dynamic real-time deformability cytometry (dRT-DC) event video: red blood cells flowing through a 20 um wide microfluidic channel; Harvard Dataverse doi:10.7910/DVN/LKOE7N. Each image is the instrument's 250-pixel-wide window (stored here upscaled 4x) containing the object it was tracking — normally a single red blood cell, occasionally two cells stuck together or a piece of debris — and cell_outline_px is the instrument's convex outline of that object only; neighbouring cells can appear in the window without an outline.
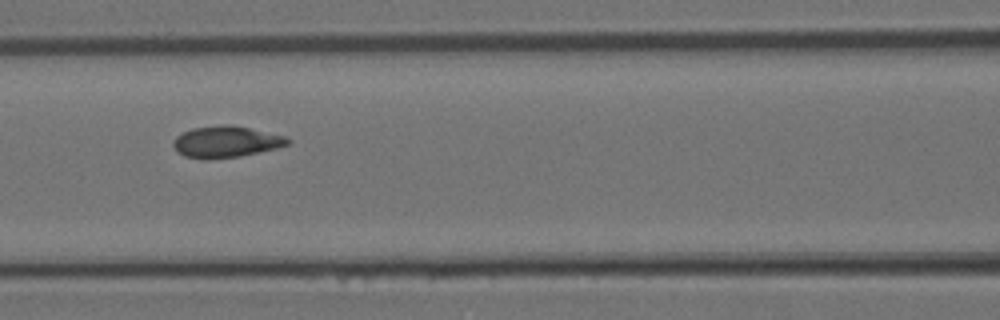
{"species": "Egyptian fruit bat (a non-hibernating species)", "species_latin": "Rousettus aegyptiacus", "temperature_condition": "room temperature", "stored_images_in_passage": 4, "camera_frame_rate_fps": 3000, "um_per_image_px": 0.085, "animal": {"sex": "female"}, "frame": {"image": 1, "passage_image": 3, "time_ms": 0.667, "image_size_px": [1000, 320], "cell_outline_px": [[292, 140], [288, 144], [276, 148], [240, 156], [208, 160], [204, 160], [184, 156], [176, 152], [172, 144], [176, 136], [192, 128], [224, 124], [232, 124], [284, 136]], "centroid_in_image_um": [19.16, 12.06], "position_along_channel_um": 147.4, "area_um2": 21.04}}
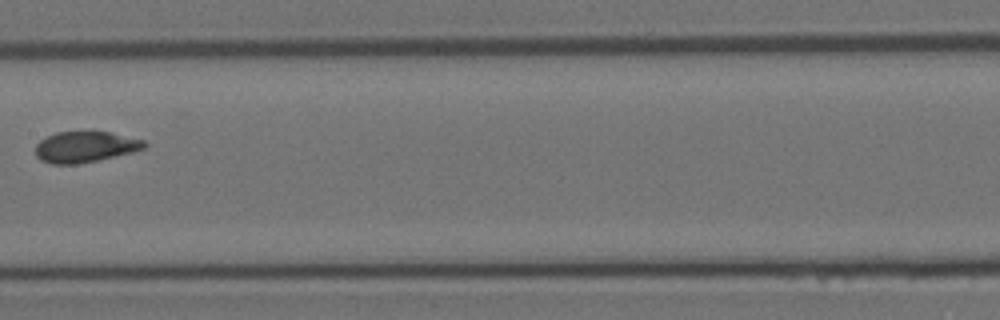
{"frame": {"image": 2, "passage_image": 4, "time_ms": 1.0, "image_size_px": [1000, 320], "cell_outline_px": [[148, 144], [144, 148], [132, 152], [96, 160], [76, 164], [52, 164], [40, 160], [36, 156], [36, 144], [40, 140], [56, 132], [92, 128], [112, 132], [144, 140]], "centroid_in_image_um": [7.24, 12.43], "position_along_channel_um": 200.2, "area_um2": 20.29}}